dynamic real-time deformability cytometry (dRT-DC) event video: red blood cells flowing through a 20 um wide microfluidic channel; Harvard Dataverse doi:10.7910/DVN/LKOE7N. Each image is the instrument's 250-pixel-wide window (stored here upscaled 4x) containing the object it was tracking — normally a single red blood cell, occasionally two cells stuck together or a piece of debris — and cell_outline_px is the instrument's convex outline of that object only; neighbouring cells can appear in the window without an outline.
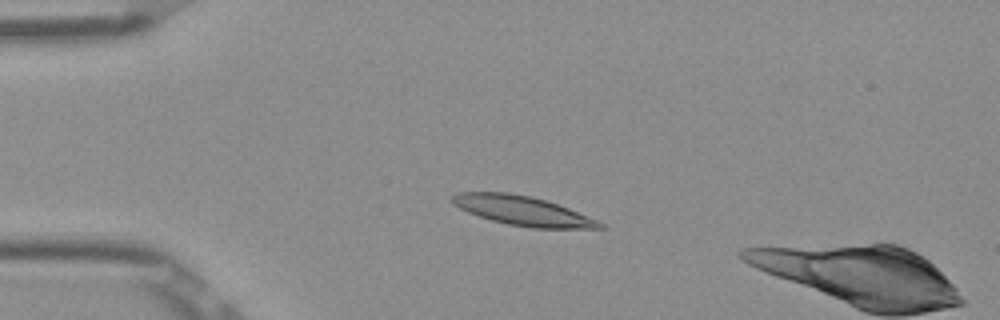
{"species": "Egyptian fruit bat (a non-hibernating species)", "species_latin": "Rousettus aegyptiacus", "temperature_condition": "room temperature", "stored_images_in_passage": 14, "camera_frame_rate_fps": 3000, "um_per_image_px": 0.085, "frame": {"image": 1, "passage_image": 12, "time_ms": 3.667, "image_size_px": [1000, 320], "cell_outline_px": [[608, 228], [532, 228], [508, 224], [492, 220], [468, 212], [452, 204], [448, 200], [456, 192], [508, 192], [532, 196], [568, 208], [596, 220], [604, 224]], "centroid_in_image_um": [44.37, 17.9], "position_along_channel_um": 40.6, "area_um2": 25.09}}